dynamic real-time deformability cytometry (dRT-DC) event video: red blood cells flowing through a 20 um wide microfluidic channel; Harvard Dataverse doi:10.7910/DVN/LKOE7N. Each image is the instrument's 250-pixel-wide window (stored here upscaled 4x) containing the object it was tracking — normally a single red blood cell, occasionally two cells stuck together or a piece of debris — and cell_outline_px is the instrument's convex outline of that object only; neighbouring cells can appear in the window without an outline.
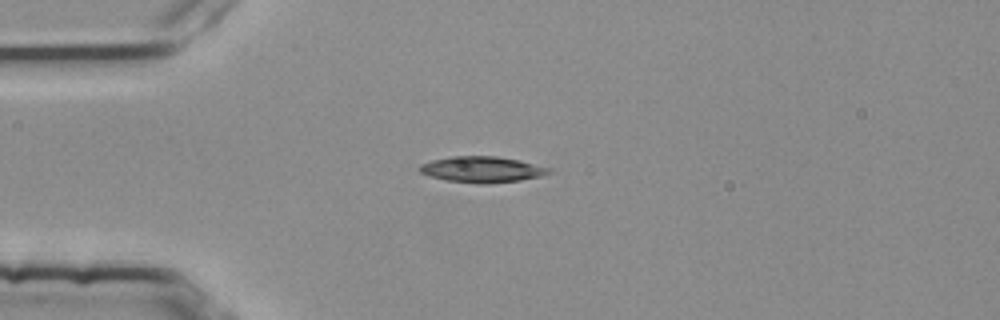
{"species": "common noctule bat (a hibernating species)", "species_latin": "Nyctalus noctula", "temperature_condition": "room temperature", "stored_images_in_passage": 41, "camera_frame_rate_fps": 3000, "um_per_image_px": 0.085, "animal": {"sex": "female", "body_mass_g": 25.1}, "frame": {"image": 1, "passage_image": 1, "time_ms": 0.0, "image_size_px": [1000, 320], "cell_outline_px": [[552, 172], [544, 176], [520, 180], [484, 184], [480, 184], [444, 180], [428, 176], [420, 172], [420, 164], [432, 160], [452, 156], [496, 156], [520, 160], [552, 168]], "centroid_in_image_um": [41.0, 14.4], "position_along_channel_um": 44.0, "area_um2": 19.77}}
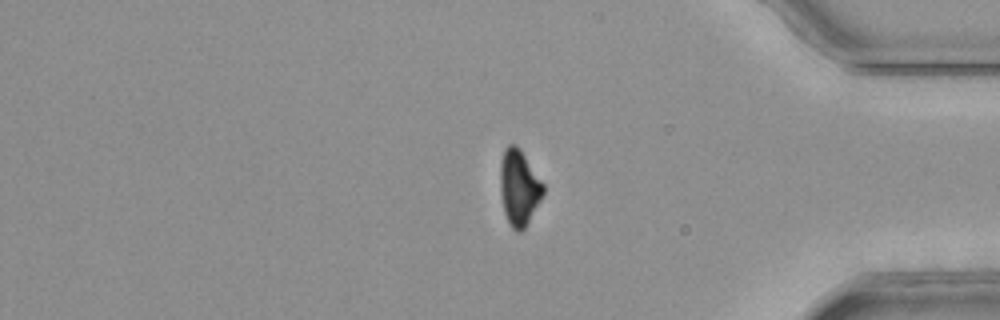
{"frame": {"image": 2, "passage_image": 32, "time_ms": 10.333, "image_size_px": [1000, 320], "cell_outline_px": [[544, 192], [524, 228], [520, 232], [516, 232], [512, 228], [504, 212], [500, 192], [500, 164], [504, 148], [508, 144], [516, 144], [520, 148], [544, 184]], "centroid_in_image_um": [44.1, 15.9], "position_along_channel_um": 391.1, "area_um2": 18.84}}
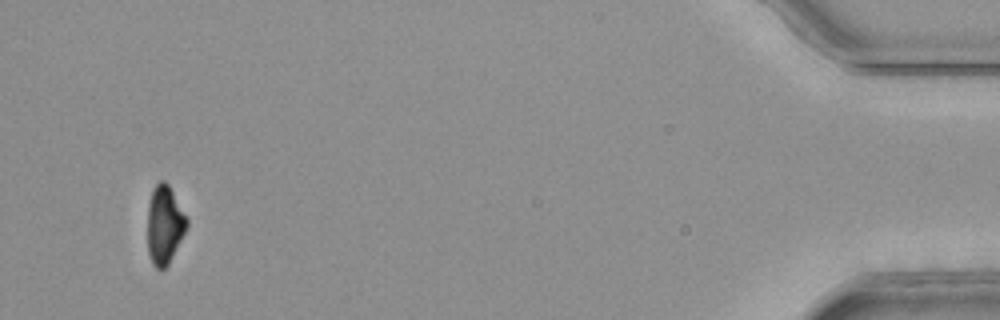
{"frame": {"image": 3, "passage_image": 39, "time_ms": 12.667, "image_size_px": [1000, 320], "cell_outline_px": [[188, 224], [168, 264], [164, 268], [156, 268], [152, 264], [148, 252], [148, 204], [152, 188], [160, 180], [164, 180], [168, 184], [188, 220]], "centroid_in_image_um": [13.96, 19.08], "position_along_channel_um": 421.2, "area_um2": 17.63}, "authors_computed_cell_mechanics": {"area_um2": 19.363, "velocity_mm_per_s": 3.7917, "shape_relaxation_time_tau1_ms": 6.2777, "shape_relaxation_time_tau2_ms": 9.1973, "deformation_change_tau1": 0.2019, "deformation_change_tau2": 0.1757}}